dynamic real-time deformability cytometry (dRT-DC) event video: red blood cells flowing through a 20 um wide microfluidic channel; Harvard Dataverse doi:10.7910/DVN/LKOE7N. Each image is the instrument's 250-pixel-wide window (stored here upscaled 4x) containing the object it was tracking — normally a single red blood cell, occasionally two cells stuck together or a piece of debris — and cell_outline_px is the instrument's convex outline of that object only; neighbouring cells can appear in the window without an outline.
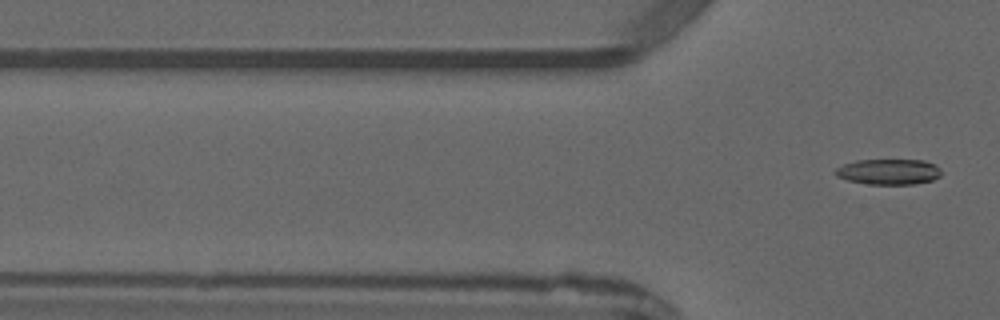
{"species": "common noctule bat (a hibernating species)", "species_latin": "Nyctalus noctula", "temperature_condition": "warm", "stored_images_in_passage": 7, "segment_of_instrument_passage": [2, 2], "camera_frame_rate_fps": 3000, "um_per_image_px": 0.085, "animal": {"sex": "male", "forearm_length_mm": 52.5}, "frame": {"image": 1, "passage_image": 7, "time_ms": 6.667, "image_size_px": [1000, 320], "cell_outline_px": [[940, 176], [932, 180], [916, 184], [868, 184], [848, 180], [836, 176], [832, 172], [836, 168], [844, 164], [856, 160], [924, 160], [936, 164], [940, 168]], "centroid_in_image_um": [75.53, 14.59], "position_along_channel_um": 50.3, "area_um2": 15.9}}